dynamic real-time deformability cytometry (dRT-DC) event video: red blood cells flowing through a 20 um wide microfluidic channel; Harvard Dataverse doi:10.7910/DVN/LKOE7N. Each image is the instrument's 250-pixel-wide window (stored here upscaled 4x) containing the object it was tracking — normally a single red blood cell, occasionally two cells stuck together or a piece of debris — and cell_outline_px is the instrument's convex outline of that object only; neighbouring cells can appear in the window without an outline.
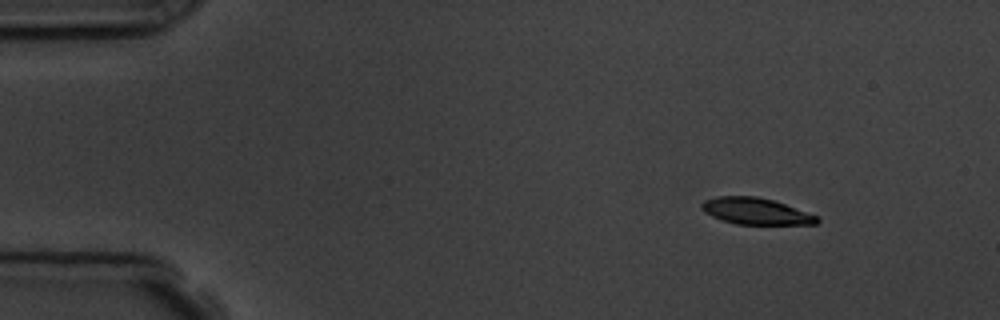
{"species": "common noctule bat (a hibernating species)", "species_latin": "Nyctalus noctula", "temperature_condition": "room temperature", "stored_images_in_passage": 3, "camera_frame_rate_fps": 3000, "um_per_image_px": 0.085, "animal": {"sex": "male", "body_mass_g": 19.5, "forearm_length_mm": 54.6}, "frame": {"image": 1, "passage_image": 1, "time_ms": 0.0, "image_size_px": [1000, 320], "cell_outline_px": [[820, 220], [816, 224], [736, 224], [712, 216], [704, 212], [700, 208], [700, 204], [704, 200], [716, 196], [756, 196], [772, 200], [784, 204], [816, 216]], "centroid_in_image_um": [64.18, 17.94], "position_along_channel_um": 20.8, "area_um2": 17.57}}
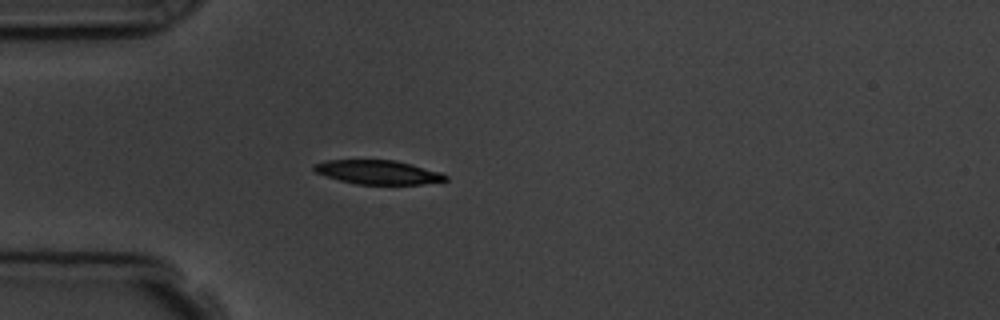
{"frame": {"image": 2, "passage_image": 3, "time_ms": 3.0, "image_size_px": [1000, 320], "cell_outline_px": [[448, 180], [420, 184], [356, 184], [340, 180], [316, 172], [312, 168], [312, 164], [324, 160], [396, 160], [440, 172], [448, 176]], "centroid_in_image_um": [32.11, 14.63], "position_along_channel_um": 52.9, "area_um2": 18.26}}